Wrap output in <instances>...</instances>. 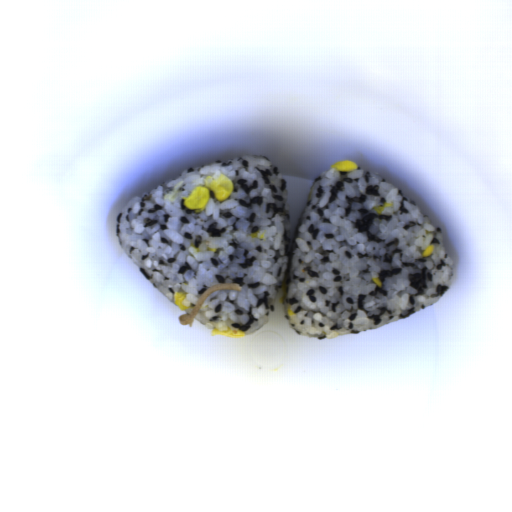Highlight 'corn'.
Segmentation results:
<instances>
[{"label": "corn", "instance_id": "obj_1", "mask_svg": "<svg viewBox=\"0 0 512 512\" xmlns=\"http://www.w3.org/2000/svg\"><path fill=\"white\" fill-rule=\"evenodd\" d=\"M235 184L233 180L226 176L217 178L207 177L204 185L196 187L189 196L182 197L184 204L189 211L202 212L209 202V195L214 193V198L223 202L234 191Z\"/></svg>", "mask_w": 512, "mask_h": 512}, {"label": "corn", "instance_id": "obj_2", "mask_svg": "<svg viewBox=\"0 0 512 512\" xmlns=\"http://www.w3.org/2000/svg\"><path fill=\"white\" fill-rule=\"evenodd\" d=\"M357 164L354 161L342 160L337 163L330 165L331 169H335L338 172H348L357 169Z\"/></svg>", "mask_w": 512, "mask_h": 512}, {"label": "corn", "instance_id": "obj_3", "mask_svg": "<svg viewBox=\"0 0 512 512\" xmlns=\"http://www.w3.org/2000/svg\"><path fill=\"white\" fill-rule=\"evenodd\" d=\"M211 334H212V336L223 335L225 337H234V338H241V337L245 336V332L243 330L233 331L232 329L218 330V329L214 328L212 330Z\"/></svg>", "mask_w": 512, "mask_h": 512}, {"label": "corn", "instance_id": "obj_4", "mask_svg": "<svg viewBox=\"0 0 512 512\" xmlns=\"http://www.w3.org/2000/svg\"><path fill=\"white\" fill-rule=\"evenodd\" d=\"M186 292H176L173 296L175 306L180 310H187L189 306L183 305V301L187 298Z\"/></svg>", "mask_w": 512, "mask_h": 512}, {"label": "corn", "instance_id": "obj_5", "mask_svg": "<svg viewBox=\"0 0 512 512\" xmlns=\"http://www.w3.org/2000/svg\"><path fill=\"white\" fill-rule=\"evenodd\" d=\"M281 291H282V294L279 298V302L283 303L285 301L287 293H288V286L286 283H281Z\"/></svg>", "mask_w": 512, "mask_h": 512}, {"label": "corn", "instance_id": "obj_6", "mask_svg": "<svg viewBox=\"0 0 512 512\" xmlns=\"http://www.w3.org/2000/svg\"><path fill=\"white\" fill-rule=\"evenodd\" d=\"M265 236H266L265 233L262 232L261 230L253 232L252 234H250V237L254 238V239H264Z\"/></svg>", "mask_w": 512, "mask_h": 512}, {"label": "corn", "instance_id": "obj_7", "mask_svg": "<svg viewBox=\"0 0 512 512\" xmlns=\"http://www.w3.org/2000/svg\"><path fill=\"white\" fill-rule=\"evenodd\" d=\"M434 249H435V245H429L423 252V254H422L423 257L430 256L433 253Z\"/></svg>", "mask_w": 512, "mask_h": 512}, {"label": "corn", "instance_id": "obj_8", "mask_svg": "<svg viewBox=\"0 0 512 512\" xmlns=\"http://www.w3.org/2000/svg\"><path fill=\"white\" fill-rule=\"evenodd\" d=\"M392 206V203H384L383 205L379 206V207H375L374 210L375 212H377L378 214H380L381 212H383V210L387 207H390Z\"/></svg>", "mask_w": 512, "mask_h": 512}, {"label": "corn", "instance_id": "obj_9", "mask_svg": "<svg viewBox=\"0 0 512 512\" xmlns=\"http://www.w3.org/2000/svg\"><path fill=\"white\" fill-rule=\"evenodd\" d=\"M287 313L291 317L296 314L295 311L292 310V306L291 305L287 306Z\"/></svg>", "mask_w": 512, "mask_h": 512}, {"label": "corn", "instance_id": "obj_10", "mask_svg": "<svg viewBox=\"0 0 512 512\" xmlns=\"http://www.w3.org/2000/svg\"><path fill=\"white\" fill-rule=\"evenodd\" d=\"M372 281L375 282L377 286H379L380 288L382 287V283L379 278H372Z\"/></svg>", "mask_w": 512, "mask_h": 512}]
</instances>
